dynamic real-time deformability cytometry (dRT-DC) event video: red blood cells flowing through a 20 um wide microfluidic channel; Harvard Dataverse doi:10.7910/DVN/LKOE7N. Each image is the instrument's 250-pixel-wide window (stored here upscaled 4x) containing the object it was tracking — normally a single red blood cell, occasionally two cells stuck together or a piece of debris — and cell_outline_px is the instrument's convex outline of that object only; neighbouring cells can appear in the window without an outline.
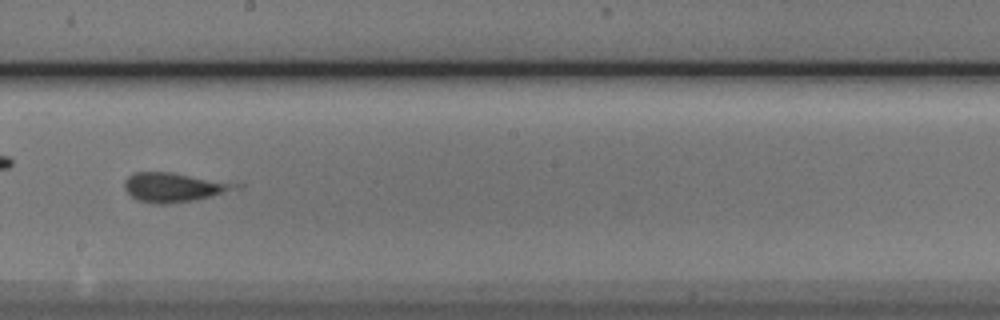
{"species": "Egyptian fruit bat (a non-hibernating species)", "species_latin": "Rousettus aegyptiacus", "temperature_condition": "cold", "stored_images_in_passage": 42, "camera_frame_rate_fps": 3000, "um_per_image_px": 0.085, "animal": {"sex": "male"}, "frame": {"image": 1, "passage_image": 19, "time_ms": 6.0, "image_size_px": [1000, 320], "cell_outline_px": [[244, 184], [240, 188], [212, 196], [196, 200], [168, 204], [156, 204], [140, 200], [132, 196], [124, 188], [124, 180], [128, 176], [136, 172], [168, 172]], "centroid_in_image_um": [14.81, 15.92], "position_along_channel_um": 233.4, "area_um2": 18.84}}